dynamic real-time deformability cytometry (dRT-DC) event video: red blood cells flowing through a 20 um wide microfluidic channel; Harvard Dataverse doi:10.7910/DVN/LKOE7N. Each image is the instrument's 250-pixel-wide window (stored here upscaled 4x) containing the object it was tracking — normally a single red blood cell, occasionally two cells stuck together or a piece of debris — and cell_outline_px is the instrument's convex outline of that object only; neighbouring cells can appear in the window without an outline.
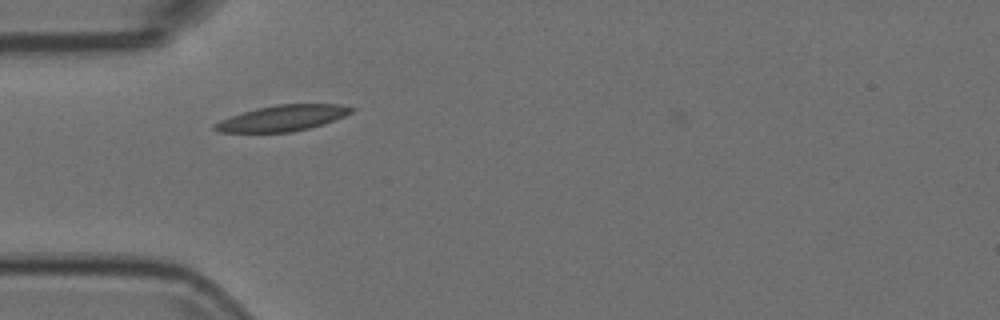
{"species": "Egyptian fruit bat (a non-hibernating species)", "species_latin": "Rousettus aegyptiacus", "temperature_condition": "room temperature", "stored_images_in_passage": 36, "camera_frame_rate_fps": 3000, "um_per_image_px": 0.085, "animal": {"sex": "female"}, "frame": {"image": 1, "passage_image": 5, "time_ms": 1.333, "image_size_px": [1000, 320], "cell_outline_px": [[356, 108], [352, 112], [344, 116], [308, 128], [292, 132], [220, 132], [212, 128], [212, 124], [220, 120], [256, 108], [276, 104], [340, 104]], "centroid_in_image_um": [23.99, 10.03], "position_along_channel_um": 61.0, "area_um2": 20.35}}
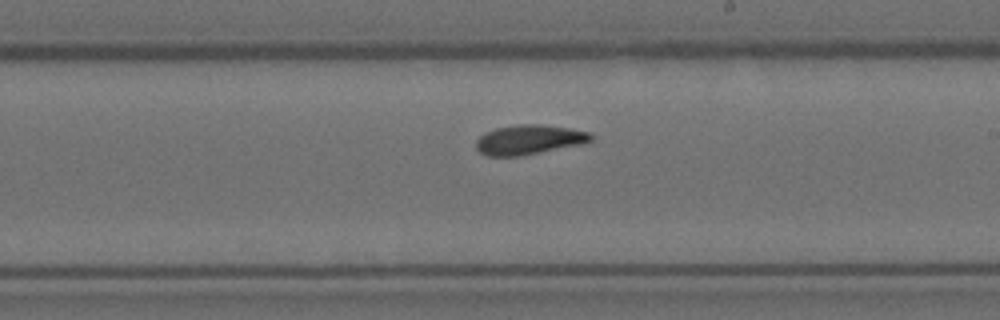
{"frame": {"image": 2, "passage_image": 20, "time_ms": 6.333, "image_size_px": [1000, 320], "cell_outline_px": [[592, 140], [580, 144], [520, 156], [488, 156], [480, 152], [476, 148], [476, 140], [480, 136], [496, 128], [516, 124], [544, 124], [572, 128], [588, 132], [592, 136]], "centroid_in_image_um": [44.96, 11.86], "position_along_channel_um": 244.0, "area_um2": 19.71}}
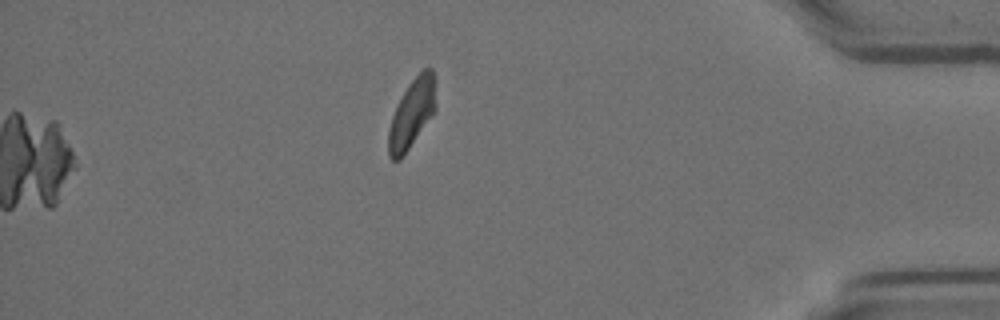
{"frame": {"image": 3, "passage_image": 36, "time_ms": 11.667, "image_size_px": [1000, 320], "cell_outline_px": [[436, 108], [400, 160], [392, 160], [388, 156], [388, 128], [392, 116], [408, 84], [424, 68], [432, 68], [436, 80]], "centroid_in_image_um": [35.01, 9.62], "position_along_channel_um": 400.2, "area_um2": 18.73}}